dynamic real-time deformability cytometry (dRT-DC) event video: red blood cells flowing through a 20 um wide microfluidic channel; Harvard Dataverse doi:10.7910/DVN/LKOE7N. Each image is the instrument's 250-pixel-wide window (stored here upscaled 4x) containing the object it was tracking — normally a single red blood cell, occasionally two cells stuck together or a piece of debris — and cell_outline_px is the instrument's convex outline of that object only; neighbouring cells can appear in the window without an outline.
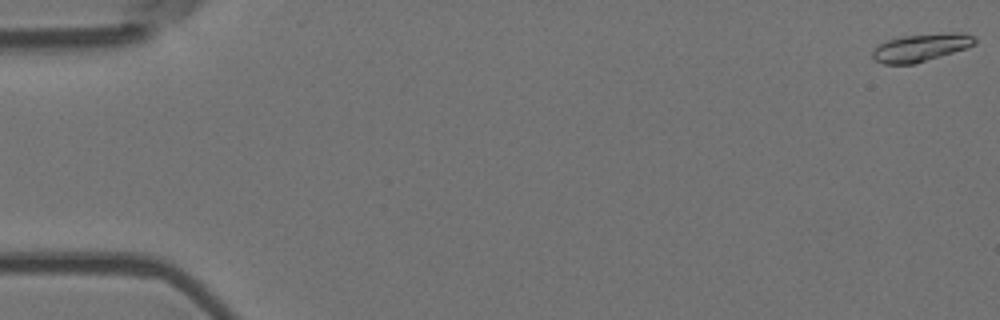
{"species": "Egyptian fruit bat (a non-hibernating species)", "species_latin": "Rousettus aegyptiacus", "temperature_condition": "room temperature", "stored_images_in_passage": 51, "camera_frame_rate_fps": 3000, "um_per_image_px": 0.085, "animal": {"sex": "female"}, "frame": {"image": 1, "passage_image": 1, "time_ms": 0.0, "image_size_px": [1000, 320], "cell_outline_px": [[976, 44], [916, 64], [884, 64], [876, 60], [872, 56], [872, 52], [880, 44], [888, 40], [904, 36], [956, 32], [964, 32], [972, 36], [976, 40]], "centroid_in_image_um": [78.28, 4.04], "position_along_channel_um": 6.7, "area_um2": 16.18}}
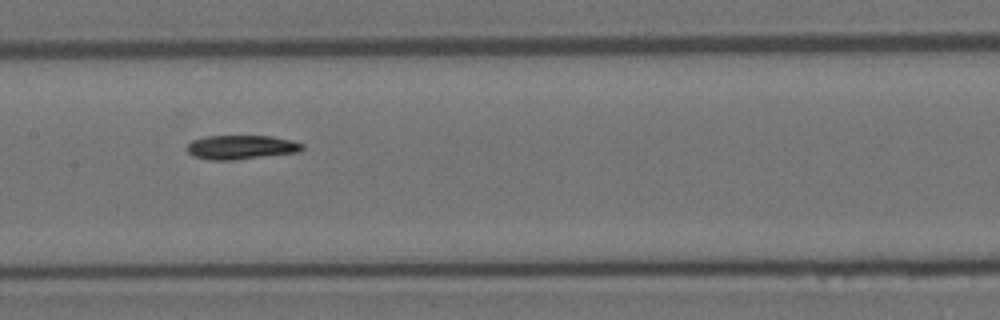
{"frame": {"image": 2, "passage_image": 28, "time_ms": 9.0, "image_size_px": [1000, 320], "cell_outline_px": [[304, 148], [300, 152], [232, 160], [212, 160], [192, 156], [184, 148], [192, 140], [204, 136], [272, 136], [292, 140], [304, 144]], "centroid_in_image_um": [20.49, 12.51], "position_along_channel_um": 186.9, "area_um2": 16.36}}
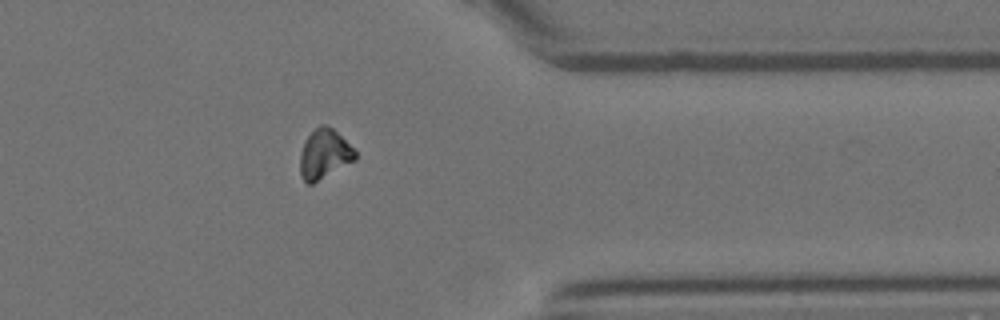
{"frame": {"image": 3, "passage_image": 45, "time_ms": 14.667, "image_size_px": [1000, 320], "cell_outline_px": [[356, 160], [312, 184], [308, 184], [300, 176], [300, 152], [304, 140], [320, 124], [324, 124], [332, 128], [356, 152]], "centroid_in_image_um": [27.54, 13.12], "position_along_channel_um": 383.9, "area_um2": 15.78}}